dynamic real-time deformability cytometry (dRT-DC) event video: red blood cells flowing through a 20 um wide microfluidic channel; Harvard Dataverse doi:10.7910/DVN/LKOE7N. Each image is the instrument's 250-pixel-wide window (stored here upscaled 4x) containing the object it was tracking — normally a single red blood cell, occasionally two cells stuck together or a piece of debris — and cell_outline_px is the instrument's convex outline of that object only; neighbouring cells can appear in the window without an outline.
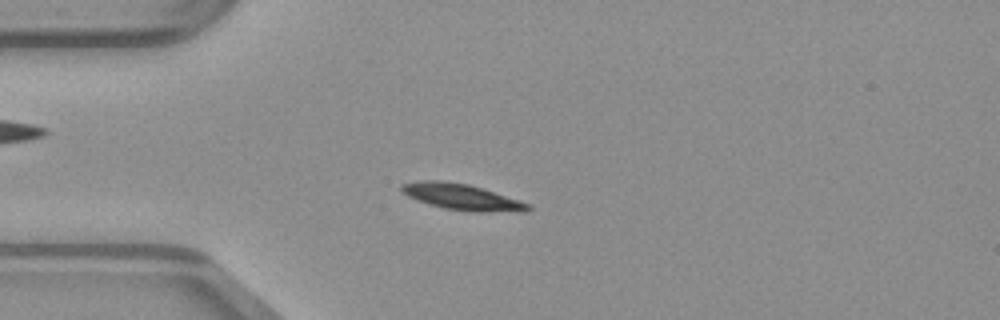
{"species": "common noctule bat (a hibernating species)", "species_latin": "Nyctalus noctula", "temperature_condition": "warm", "stored_images_in_passage": 49, "camera_frame_rate_fps": 3000, "um_per_image_px": 0.085, "animal": {"sex": "male", "body_mass_g": 23.1, "forearm_length_mm": 52.7}, "frame": {"image": 1, "passage_image": 12, "time_ms": 3.667, "image_size_px": [1000, 320], "cell_outline_px": [[532, 208], [528, 212], [472, 212], [444, 208], [428, 204], [408, 196], [400, 192], [400, 184], [424, 180], [440, 180], [468, 184], [520, 200], [532, 204]], "centroid_in_image_um": [39.3, 16.75], "position_along_channel_um": 45.7, "area_um2": 19.42}}
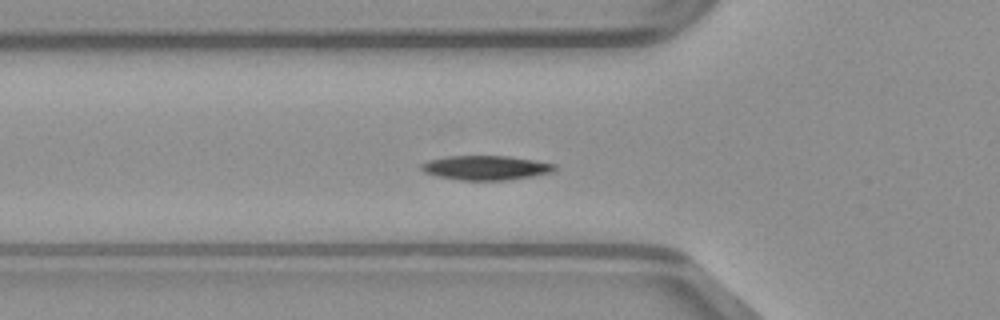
{"frame": {"image": 2, "passage_image": 16, "time_ms": 5.0, "image_size_px": [1000, 320], "cell_outline_px": [[556, 168], [552, 172], [532, 176], [508, 180], [460, 180], [436, 176], [424, 172], [420, 168], [420, 164], [428, 160], [448, 156], [508, 156], [536, 160], [556, 164]], "centroid_in_image_um": [41.29, 14.26], "position_along_channel_um": 84.5, "area_um2": 19.02}}
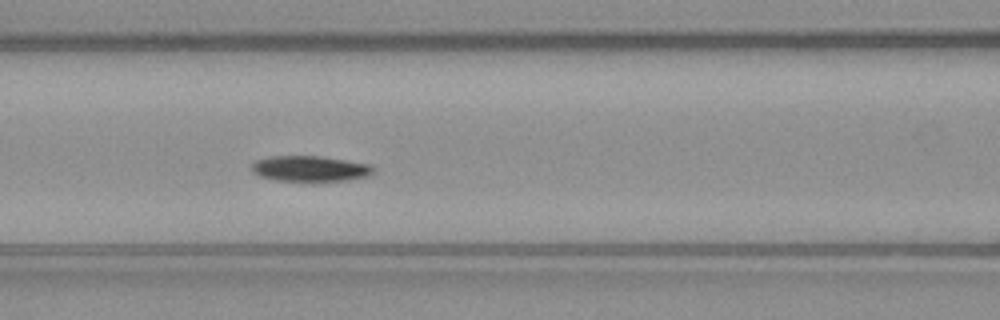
{"frame": {"image": 3, "passage_image": 20, "time_ms": 6.333, "image_size_px": [1000, 320], "cell_outline_px": [[376, 172], [368, 176], [348, 180], [276, 180], [260, 176], [252, 172], [252, 164], [256, 160], [268, 156], [320, 156], [372, 164], [376, 168]], "centroid_in_image_um": [26.4, 14.32], "position_along_channel_um": 140.2, "area_um2": 18.15}}